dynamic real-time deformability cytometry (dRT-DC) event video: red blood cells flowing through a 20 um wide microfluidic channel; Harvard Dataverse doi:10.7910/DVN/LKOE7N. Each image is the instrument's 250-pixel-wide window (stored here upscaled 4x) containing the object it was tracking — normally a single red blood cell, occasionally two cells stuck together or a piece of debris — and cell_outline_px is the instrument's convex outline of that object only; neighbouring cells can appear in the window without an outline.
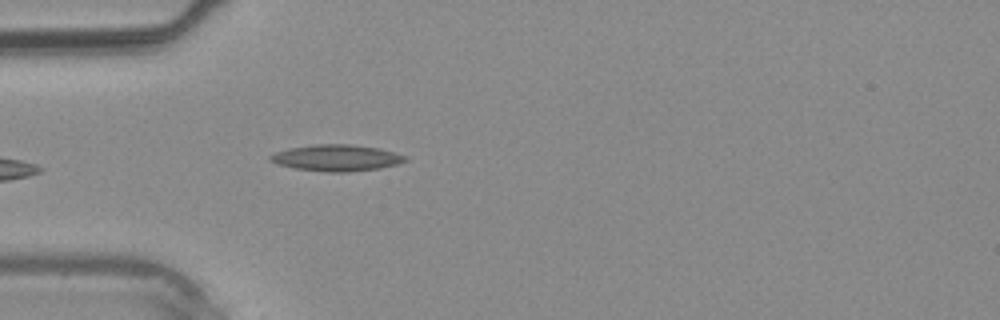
{"species": "common noctule bat (a hibernating species)", "species_latin": "Nyctalus noctula", "temperature_condition": "warm", "stored_images_in_passage": 3, "camera_frame_rate_fps": 3000, "um_per_image_px": 0.085, "animal": {"sex": "male", "body_mass_g": 20.4}, "frame": {"image": 1, "passage_image": 3, "time_ms": 2.333, "image_size_px": [1000, 320], "cell_outline_px": [[408, 160], [396, 164], [380, 168], [348, 172], [324, 172], [296, 168], [276, 164], [268, 160], [268, 156], [276, 152], [288, 148], [312, 144], [348, 144], [376, 148], [392, 152], [404, 156]], "centroid_in_image_um": [28.53, 13.42], "position_along_channel_um": 56.5, "area_um2": 20.63}}